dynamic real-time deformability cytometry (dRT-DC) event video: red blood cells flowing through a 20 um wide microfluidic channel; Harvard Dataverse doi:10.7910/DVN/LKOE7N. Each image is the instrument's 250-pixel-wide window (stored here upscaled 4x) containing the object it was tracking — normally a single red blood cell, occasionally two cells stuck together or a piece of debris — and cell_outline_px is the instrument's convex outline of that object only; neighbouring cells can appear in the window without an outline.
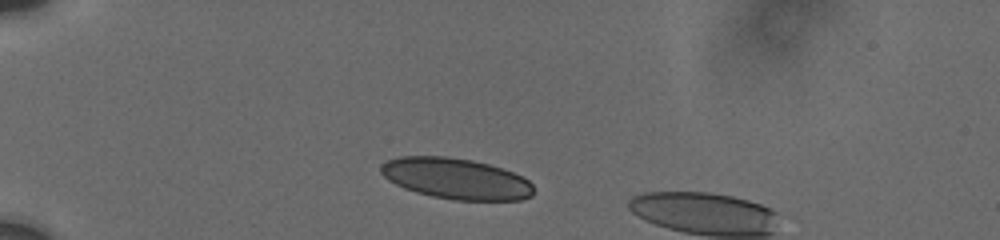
{"species": "human", "species_latin": "Homo sapiens", "temperature_condition": "cold", "stored_images_in_passage": 4, "camera_frame_rate_fps": 3000, "um_per_image_px": 0.085, "donor": {"sex": "male"}, "frame": {"image": 1, "passage_image": 3, "time_ms": 1.333, "image_size_px": [1000, 240], "cell_outline_px": [[532, 196], [524, 200], [452, 200], [432, 196], [416, 192], [404, 188], [388, 180], [380, 172], [380, 164], [388, 160], [400, 156], [444, 156], [472, 160], [488, 164], [512, 172], [528, 180], [532, 184]], "centroid_in_image_um": [38.73, 15.18], "position_along_channel_um": 46.3, "area_um2": 36.36}}